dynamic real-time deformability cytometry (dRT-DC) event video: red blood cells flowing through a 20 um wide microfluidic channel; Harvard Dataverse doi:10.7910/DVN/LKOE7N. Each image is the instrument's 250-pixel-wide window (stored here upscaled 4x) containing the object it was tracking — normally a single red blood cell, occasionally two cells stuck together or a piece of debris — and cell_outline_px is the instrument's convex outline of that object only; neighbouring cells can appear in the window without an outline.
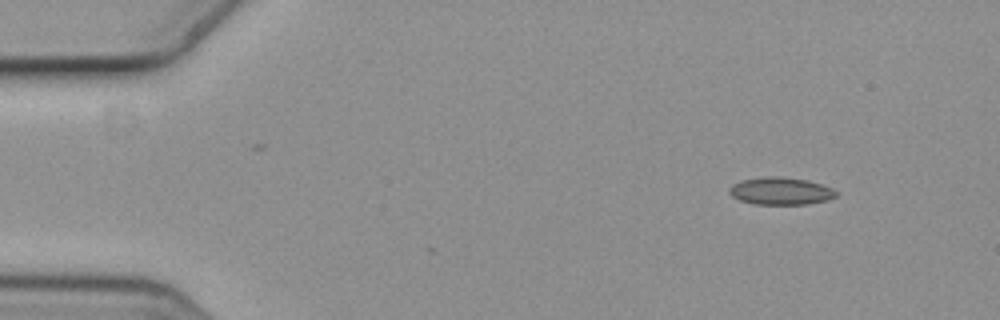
{"species": "common noctule bat (a hibernating species)", "species_latin": "Nyctalus noctula", "temperature_condition": "cold", "stored_images_in_passage": 4, "camera_frame_rate_fps": 3000, "um_per_image_px": 0.085, "animal": {"sex": "female", "body_mass_g": 19.3, "forearm_length_mm": 54.1}, "frame": {"image": 1, "passage_image": 1, "time_ms": 0.0, "image_size_px": [1000, 320], "cell_outline_px": [[836, 196], [828, 200], [808, 204], [752, 204], [740, 200], [732, 196], [728, 192], [728, 188], [732, 184], [740, 180], [768, 176], [776, 176], [808, 180], [832, 188], [836, 192]], "centroid_in_image_um": [66.32, 16.24], "position_along_channel_um": 18.7, "area_um2": 17.11}}
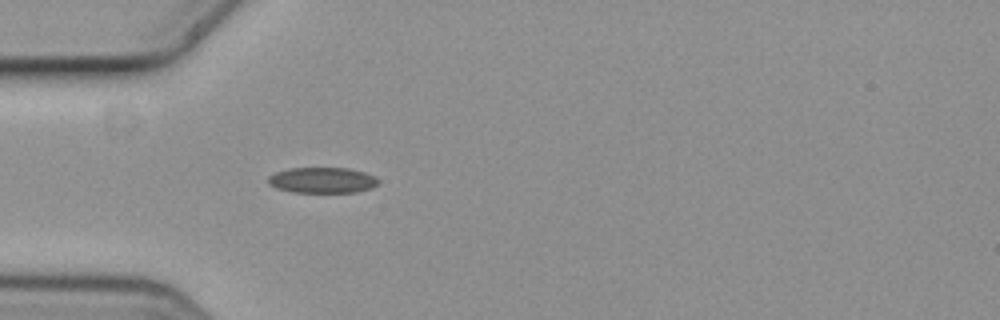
{"frame": {"image": 2, "passage_image": 4, "time_ms": 1.0, "image_size_px": [1000, 320], "cell_outline_px": [[380, 180], [372, 188], [356, 192], [292, 192], [276, 188], [268, 184], [268, 176], [276, 172], [288, 168], [348, 168], [364, 172], [376, 176]], "centroid_in_image_um": [27.4, 15.31], "position_along_channel_um": 57.6, "area_um2": 16.59}}